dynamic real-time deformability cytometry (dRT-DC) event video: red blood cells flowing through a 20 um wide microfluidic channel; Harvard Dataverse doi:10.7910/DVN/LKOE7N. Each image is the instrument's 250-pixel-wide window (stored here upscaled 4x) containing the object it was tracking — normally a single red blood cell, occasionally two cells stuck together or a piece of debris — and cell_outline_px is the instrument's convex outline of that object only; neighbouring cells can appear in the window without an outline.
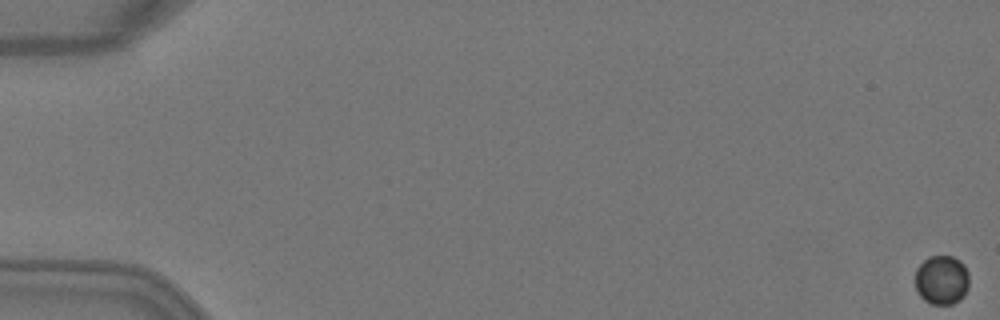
{"species": "Egyptian fruit bat (a non-hibernating species)", "species_latin": "Rousettus aegyptiacus", "temperature_condition": "warm", "stored_images_in_passage": 6, "segment_of_instrument_passage": [2, 2], "camera_frame_rate_fps": 3000, "um_per_image_px": 0.085, "animal": {"sex": "female"}, "frame": {"image": 1, "passage_image": 6, "time_ms": 1.667, "image_size_px": [1000, 320], "cell_outline_px": [[968, 288], [964, 296], [960, 300], [952, 304], [932, 304], [924, 300], [916, 292], [916, 268], [928, 256], [952, 256], [960, 260], [964, 264], [968, 272]], "centroid_in_image_um": [80.05, 23.79], "position_along_channel_um": 4.9, "area_um2": 15.66}}